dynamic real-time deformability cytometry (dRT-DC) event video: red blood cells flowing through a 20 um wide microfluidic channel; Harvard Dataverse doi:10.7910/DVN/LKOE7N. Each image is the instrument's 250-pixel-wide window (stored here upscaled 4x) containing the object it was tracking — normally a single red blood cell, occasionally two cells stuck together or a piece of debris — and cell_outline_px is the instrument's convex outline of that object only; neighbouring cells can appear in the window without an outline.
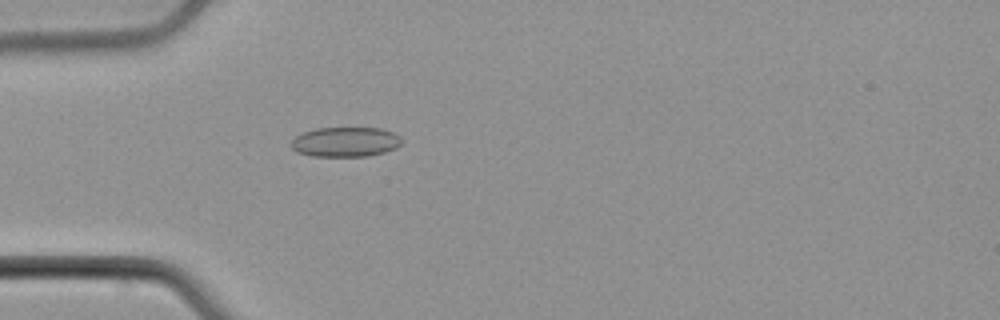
{"species": "common noctule bat (a hibernating species)", "species_latin": "Nyctalus noctula", "temperature_condition": "cold", "stored_images_in_passage": 54, "camera_frame_rate_fps": 3000, "um_per_image_px": 0.085, "animal": {"sex": "male", "body_mass_g": 21.5, "forearm_length_mm": 52.0}, "frame": {"image": 1, "passage_image": 16, "time_ms": 5.0, "image_size_px": [1000, 320], "cell_outline_px": [[400, 144], [396, 148], [384, 152], [368, 156], [312, 156], [296, 152], [292, 148], [292, 140], [296, 136], [304, 132], [316, 128], [380, 128], [392, 132], [400, 136]], "centroid_in_image_um": [29.35, 12.06], "position_along_channel_um": 55.7, "area_um2": 19.07}}
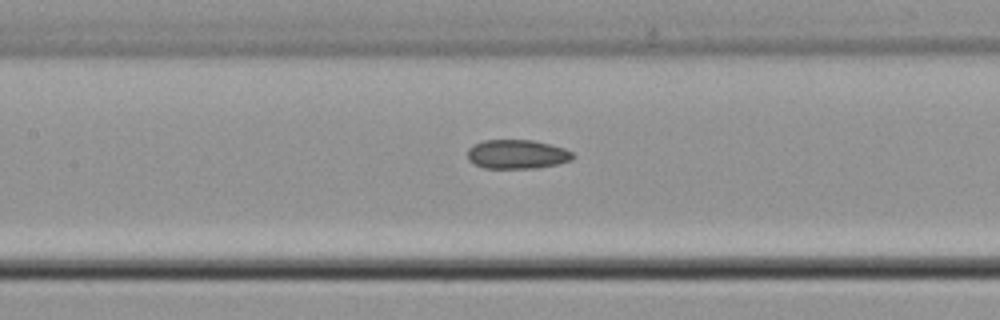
{"frame": {"image": 2, "passage_image": 25, "time_ms": 8.0, "image_size_px": [1000, 320], "cell_outline_px": [[576, 156], [572, 160], [556, 164], [536, 168], [484, 168], [468, 160], [468, 148], [484, 140], [532, 140], [564, 148], [572, 152]], "centroid_in_image_um": [43.97, 13.11], "position_along_channel_um": 163.4, "area_um2": 17.74}}
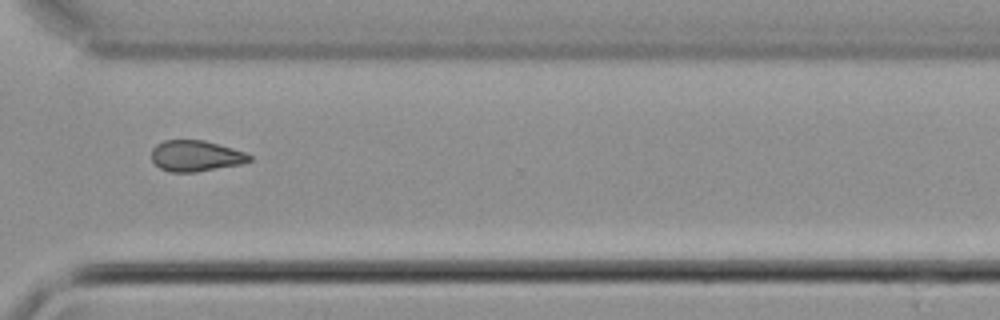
{"frame": {"image": 3, "passage_image": 40, "time_ms": 13.0, "image_size_px": [1000, 320], "cell_outline_px": [[252, 160], [240, 164], [196, 172], [168, 172], [160, 168], [152, 160], [152, 148], [156, 144], [164, 140], [204, 140], [232, 148], [244, 152], [252, 156]], "centroid_in_image_um": [16.62, 13.25], "position_along_channel_um": 354.0, "area_um2": 17.63}, "authors_computed_cell_mechanics": {"area_um2": 18.3515, "velocity_mm_per_s": 3.8067, "shape_relaxation_time_tau1_ms": null, "shape_relaxation_time_tau2_ms": 6.9194, "deformation_change_tau1": null, "deformation_change_tau2": 0.1214}}